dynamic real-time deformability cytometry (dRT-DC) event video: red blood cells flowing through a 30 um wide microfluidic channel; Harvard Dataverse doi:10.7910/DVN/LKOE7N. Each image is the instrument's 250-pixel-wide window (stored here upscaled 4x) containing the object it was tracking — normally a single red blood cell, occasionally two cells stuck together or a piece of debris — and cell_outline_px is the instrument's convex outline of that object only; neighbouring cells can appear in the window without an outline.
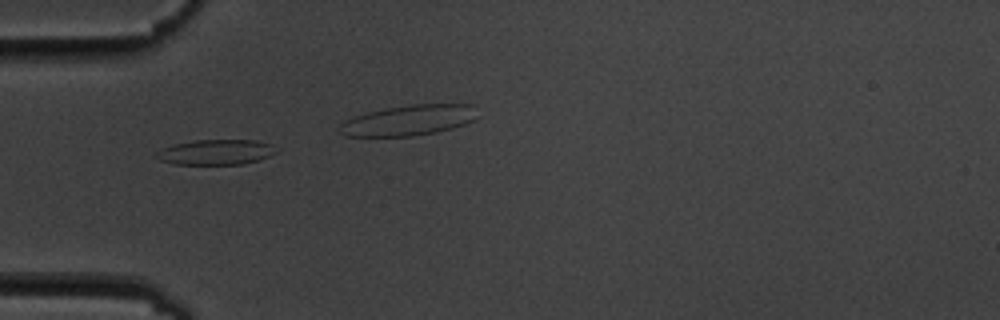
{"species": "common noctule bat (a hibernating species)", "species_latin": "Nyctalus noctula", "temperature_condition": "cold", "stored_images_in_passage": 16, "camera_frame_rate_fps": 3000, "um_per_image_px": 0.085, "animal": {"sex": "male", "body_mass_g": 19.5, "forearm_length_mm": 54.6}, "frame": {"image": 1, "passage_image": 6, "time_ms": 5.667, "image_size_px": [1000, 320], "cell_outline_px": [[276, 152], [268, 156], [244, 164], [172, 164], [160, 160], [156, 156], [156, 152], [172, 144], [196, 140], [256, 140], [272, 144]], "centroid_in_image_um": [18.32, 12.93], "position_along_channel_um": 66.7, "area_um2": 17.46}}
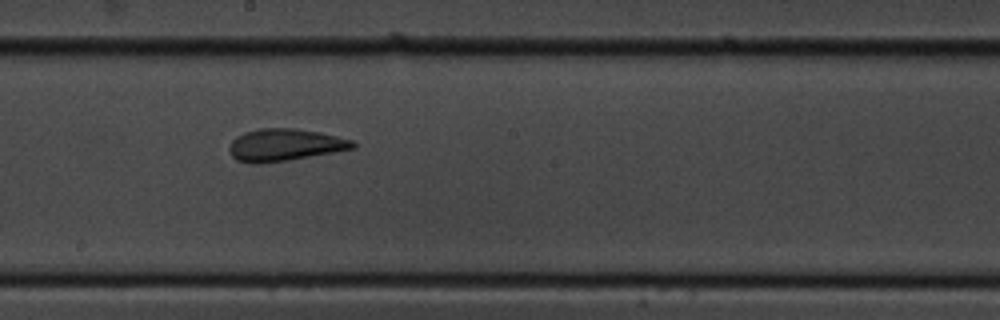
{"frame": {"image": 2, "passage_image": 10, "time_ms": 11.0, "image_size_px": [1000, 320], "cell_outline_px": [[356, 148], [288, 160], [260, 164], [252, 164], [236, 160], [232, 156], [228, 148], [232, 140], [236, 136], [244, 132], [260, 128], [296, 128], [320, 132], [352, 140], [356, 144]], "centroid_in_image_um": [24.17, 12.32], "position_along_channel_um": 224.0, "area_um2": 23.29}}
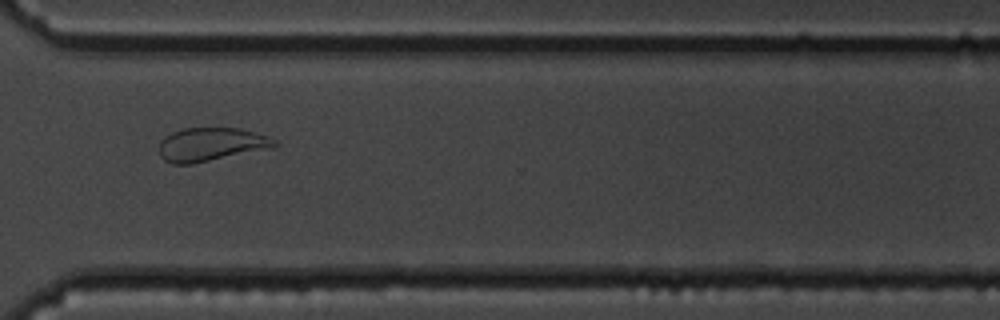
{"frame": {"image": 3, "passage_image": 13, "time_ms": 14.667, "image_size_px": [1000, 320], "cell_outline_px": [[280, 144], [276, 148], [192, 164], [172, 164], [164, 160], [160, 156], [160, 140], [164, 136], [172, 132], [184, 128], [240, 128], [268, 136], [276, 140]], "centroid_in_image_um": [17.99, 12.28], "position_along_channel_um": 352.6, "area_um2": 22.95}, "authors_computed_cell_mechanics": {"area_um2": 22.8021, "velocity_mm_per_s": 3.522, "shape_relaxation_time_tau1_ms": 4.8171, "shape_relaxation_time_tau2_ms": 1.6162, "deformation_change_tau1": 0.1116, "deformation_change_tau2": 0.0675}}